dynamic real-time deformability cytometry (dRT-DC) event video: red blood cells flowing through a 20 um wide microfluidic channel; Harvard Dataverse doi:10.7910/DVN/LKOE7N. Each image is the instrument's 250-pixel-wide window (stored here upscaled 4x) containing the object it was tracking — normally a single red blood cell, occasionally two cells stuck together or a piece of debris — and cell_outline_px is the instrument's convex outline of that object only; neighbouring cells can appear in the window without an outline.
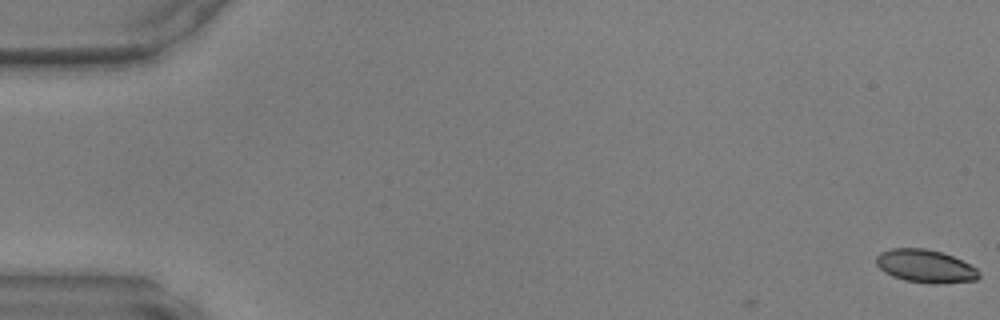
{"species": "common noctule bat (a hibernating species)", "species_latin": "Nyctalus noctula", "temperature_condition": "warm", "stored_images_in_passage": 5, "camera_frame_rate_fps": 3000, "um_per_image_px": 0.085, "animal": {"sex": "male", "body_mass_g": 17.9, "forearm_length_mm": 54.2}, "frame": {"image": 1, "passage_image": 1, "time_ms": 0.0, "image_size_px": [1000, 320], "cell_outline_px": [[980, 276], [976, 280], [940, 284], [932, 284], [904, 280], [892, 276], [884, 272], [876, 264], [876, 256], [880, 252], [892, 248], [924, 248], [944, 252], [976, 268], [980, 272]], "centroid_in_image_um": [78.65, 22.62], "position_along_channel_um": 6.4, "area_um2": 19.88}}